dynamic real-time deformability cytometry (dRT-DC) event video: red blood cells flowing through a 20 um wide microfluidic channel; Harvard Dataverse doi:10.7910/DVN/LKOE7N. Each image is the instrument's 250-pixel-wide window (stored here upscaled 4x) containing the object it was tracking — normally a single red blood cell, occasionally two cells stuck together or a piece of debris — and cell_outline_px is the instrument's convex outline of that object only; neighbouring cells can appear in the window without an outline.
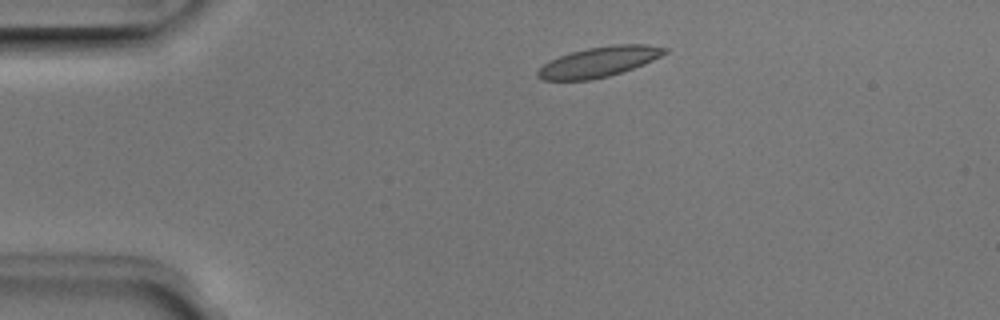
{"species": "Egyptian fruit bat (a non-hibernating species)", "species_latin": "Rousettus aegyptiacus", "temperature_condition": "room temperature", "stored_images_in_passage": 3, "camera_frame_rate_fps": 3000, "um_per_image_px": 0.085, "animal": {"sex": "male"}, "frame": {"image": 1, "passage_image": 2, "time_ms": 0.333, "image_size_px": [1000, 320], "cell_outline_px": [[668, 52], [644, 64], [608, 76], [592, 80], [540, 80], [536, 76], [536, 72], [544, 64], [560, 56], [572, 52], [588, 48], [612, 44], [648, 44], [668, 48]], "centroid_in_image_um": [50.92, 5.25], "position_along_channel_um": 34.1, "area_um2": 22.2}}